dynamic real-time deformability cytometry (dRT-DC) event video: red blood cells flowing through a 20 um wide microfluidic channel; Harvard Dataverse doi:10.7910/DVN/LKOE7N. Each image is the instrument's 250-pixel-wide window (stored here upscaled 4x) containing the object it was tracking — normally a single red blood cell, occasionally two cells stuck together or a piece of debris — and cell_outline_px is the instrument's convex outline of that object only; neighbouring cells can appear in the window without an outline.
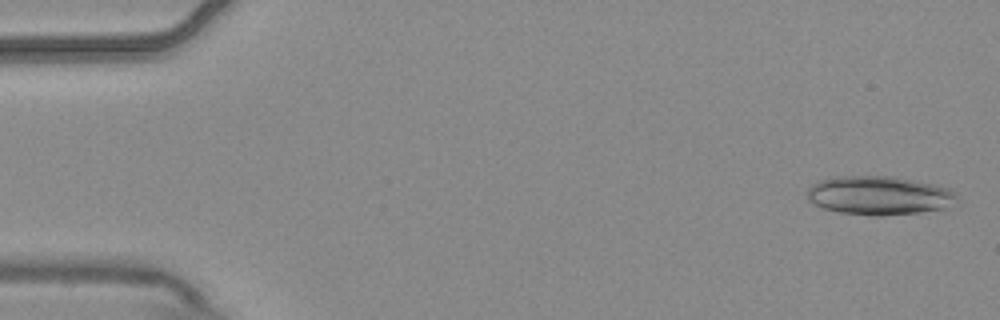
{"species": "common noctule bat (a hibernating species)", "species_latin": "Nyctalus noctula", "temperature_condition": "warm", "stored_images_in_passage": 5, "camera_frame_rate_fps": 3000, "um_per_image_px": 0.085, "animal": {"sex": "male", "body_mass_g": 20.4}, "frame": {"image": 1, "passage_image": 1, "time_ms": 0.0, "image_size_px": [1000, 320], "cell_outline_px": [[956, 196], [944, 208], [920, 212], [880, 216], [872, 216], [840, 212], [824, 208], [808, 200], [804, 192], [812, 184], [820, 180], [836, 176], [892, 176], [912, 180], [948, 188]], "centroid_in_image_um": [74.61, 16.61], "position_along_channel_um": 10.4, "area_um2": 33.41}}